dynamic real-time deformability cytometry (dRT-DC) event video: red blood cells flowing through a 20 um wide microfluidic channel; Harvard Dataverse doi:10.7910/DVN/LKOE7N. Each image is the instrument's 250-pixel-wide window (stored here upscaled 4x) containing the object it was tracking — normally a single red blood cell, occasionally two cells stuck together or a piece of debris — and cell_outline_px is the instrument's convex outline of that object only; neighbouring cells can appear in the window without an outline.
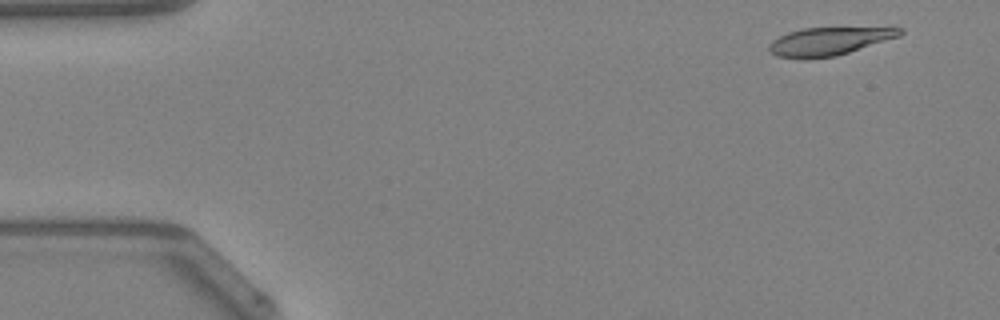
{"species": "Egyptian fruit bat (a non-hibernating species)", "species_latin": "Rousettus aegyptiacus", "temperature_condition": "warm", "stored_images_in_passage": 47, "camera_frame_rate_fps": 3000, "um_per_image_px": 0.085, "animal": {"sex": "female"}, "frame": {"image": 1, "passage_image": 3, "time_ms": 0.667, "image_size_px": [1000, 320], "cell_outline_px": [[904, 32], [900, 36], [836, 56], [776, 56], [768, 48], [768, 44], [772, 40], [788, 32], [804, 28], [904, 28]], "centroid_in_image_um": [70.5, 3.47], "position_along_channel_um": 14.5, "area_um2": 20.46}}
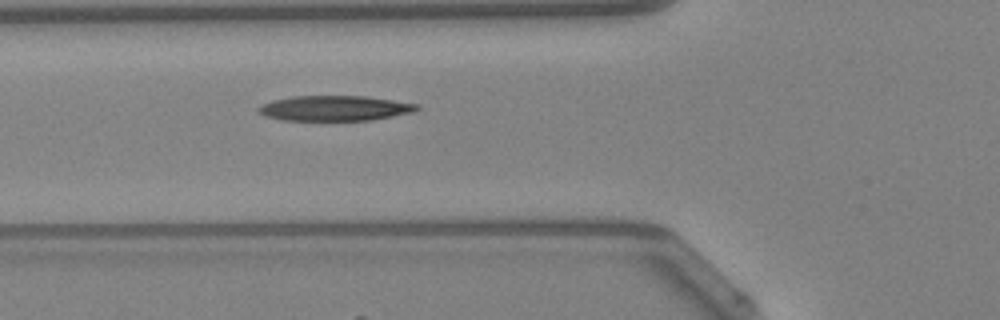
{"frame": {"image": 2, "passage_image": 17, "time_ms": 5.333, "image_size_px": [1000, 320], "cell_outline_px": [[420, 108], [416, 112], [372, 120], [284, 120], [268, 116], [260, 112], [256, 108], [272, 100], [292, 96], [368, 96], [420, 104]], "centroid_in_image_um": [28.55, 9.19], "position_along_channel_um": 97.3, "area_um2": 23.29}}
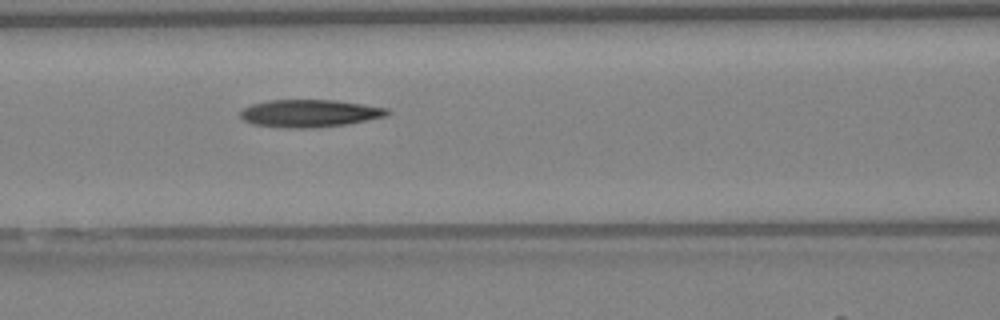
{"frame": {"image": 3, "passage_image": 20, "time_ms": 6.333, "image_size_px": [1000, 320], "cell_outline_px": [[392, 112], [388, 116], [348, 124], [312, 128], [284, 128], [252, 124], [244, 120], [240, 116], [240, 112], [244, 108], [252, 104], [268, 100], [336, 100], [364, 104], [388, 108]], "centroid_in_image_um": [26.36, 9.63], "position_along_channel_um": 140.2, "area_um2": 23.81}, "authors_computed_cell_mechanics": {"area_um2": 22.831, "velocity_mm_per_s": 4.2655, "shape_relaxation_time_tau1_ms": null, "shape_relaxation_time_tau2_ms": 7.4676, "deformation_change_tau1": null, "deformation_change_tau2": 0.1942}}